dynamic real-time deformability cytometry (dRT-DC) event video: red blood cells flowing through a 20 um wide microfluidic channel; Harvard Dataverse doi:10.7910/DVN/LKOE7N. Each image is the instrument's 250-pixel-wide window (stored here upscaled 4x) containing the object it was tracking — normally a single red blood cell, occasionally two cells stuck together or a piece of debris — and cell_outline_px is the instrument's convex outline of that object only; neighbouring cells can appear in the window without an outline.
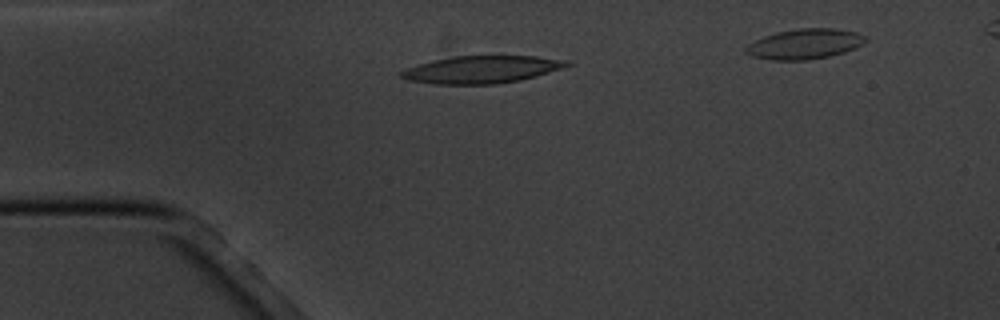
{"species": "common noctule bat (a hibernating species)", "species_latin": "Nyctalus noctula", "temperature_condition": "cold", "stored_images_in_passage": 15, "camera_frame_rate_fps": 3000, "um_per_image_px": 0.085, "animal": {"sex": "male", "body_mass_g": 20.1, "forearm_length_mm": 53.5}, "frame": {"image": 1, "passage_image": 4, "time_ms": 3.333, "image_size_px": [1000, 320], "cell_outline_px": [[572, 64], [536, 76], [520, 80], [496, 84], [436, 84], [408, 80], [400, 76], [400, 72], [408, 68], [432, 60], [452, 56], [536, 56], [568, 60]], "centroid_in_image_um": [40.95, 5.9], "position_along_channel_um": 44.1, "area_um2": 26.24}}
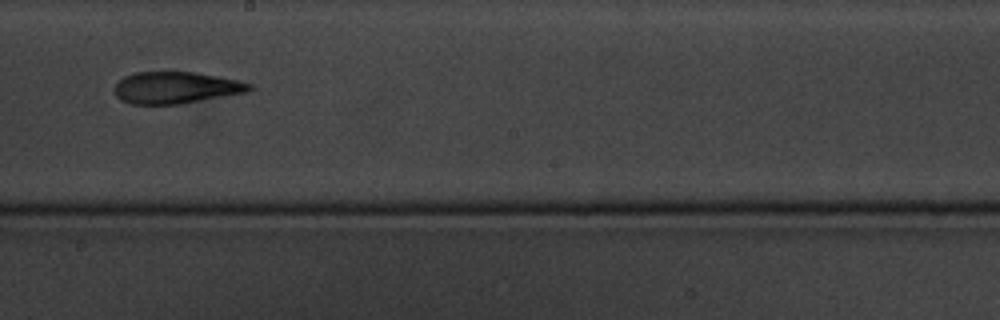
{"frame": {"image": 2, "passage_image": 9, "time_ms": 9.333, "image_size_px": [1000, 320], "cell_outline_px": [[252, 88], [248, 92], [176, 104], [128, 104], [120, 100], [116, 96], [116, 84], [124, 76], [136, 72], [196, 72], [240, 80], [252, 84]], "centroid_in_image_um": [14.96, 7.44], "position_along_channel_um": 233.2, "area_um2": 24.85}}
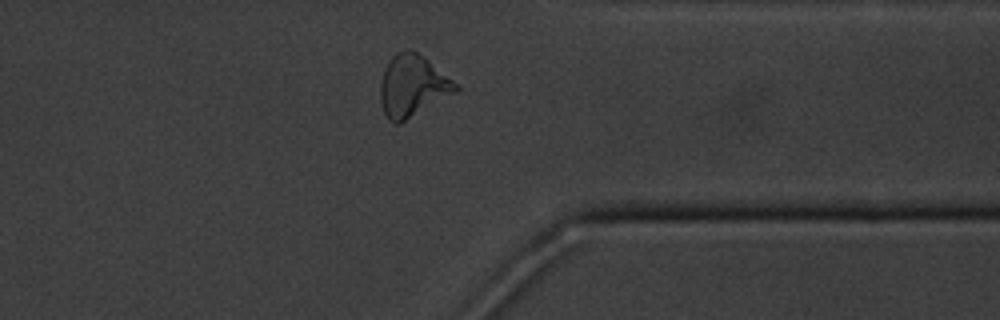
{"frame": {"image": 3, "passage_image": 13, "time_ms": 13.667, "image_size_px": [1000, 320], "cell_outline_px": [[460, 88], [456, 92], [400, 124], [396, 124], [388, 120], [384, 112], [380, 100], [380, 84], [384, 68], [392, 56], [396, 52], [408, 48], [412, 48], [424, 56], [452, 80]], "centroid_in_image_um": [35.04, 7.29], "position_along_channel_um": 376.4, "area_um2": 27.17}}